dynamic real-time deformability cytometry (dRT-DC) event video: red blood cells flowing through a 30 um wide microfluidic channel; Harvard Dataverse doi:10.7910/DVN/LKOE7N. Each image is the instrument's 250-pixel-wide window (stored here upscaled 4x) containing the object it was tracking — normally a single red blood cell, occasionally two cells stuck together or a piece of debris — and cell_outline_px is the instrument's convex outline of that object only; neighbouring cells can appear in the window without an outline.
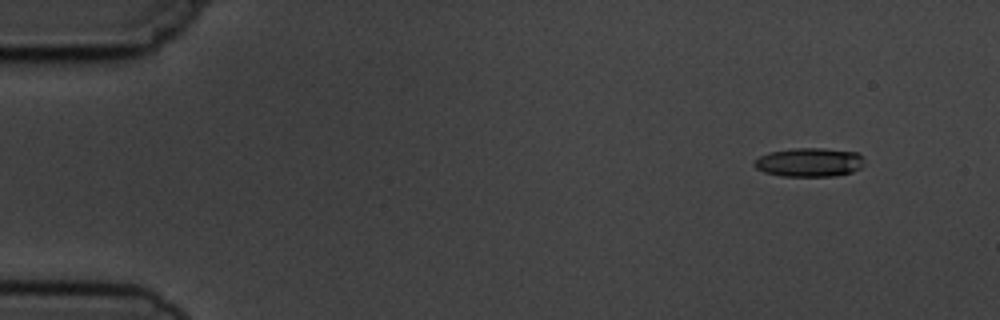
{"species": "common noctule bat (a hibernating species)", "species_latin": "Nyctalus noctula", "temperature_condition": "cold", "stored_images_in_passage": 9, "camera_frame_rate_fps": 3000, "um_per_image_px": 0.085, "animal": {"sex": "male", "body_mass_g": 19.5, "forearm_length_mm": 54.6}, "frame": {"image": 1, "passage_image": 1, "time_ms": 0.0, "image_size_px": [1000, 320], "cell_outline_px": [[864, 164], [860, 168], [852, 172], [832, 176], [780, 176], [764, 172], [756, 168], [752, 164], [760, 156], [768, 152], [796, 148], [824, 148], [856, 152], [864, 160]], "centroid_in_image_um": [68.78, 13.79], "position_along_channel_um": 16.2, "area_um2": 18.5}}
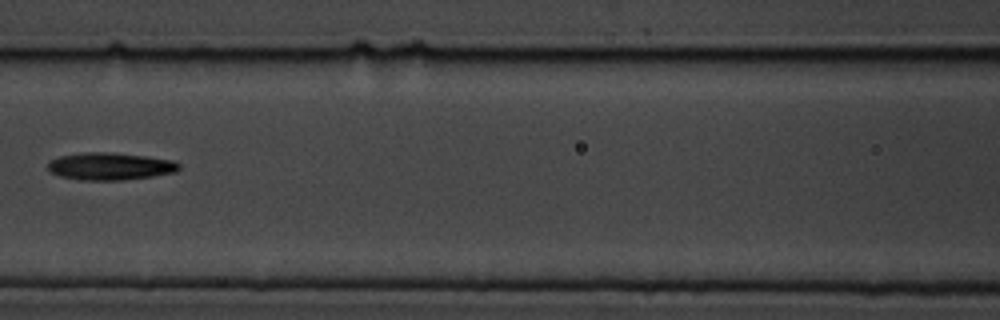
{"frame": {"image": 2, "passage_image": 6, "time_ms": 6.667, "image_size_px": [1000, 320], "cell_outline_px": [[180, 168], [176, 172], [152, 176], [124, 180], [80, 180], [60, 176], [48, 172], [48, 160], [60, 156], [80, 152], [112, 152], [148, 156], [176, 160], [180, 164]], "centroid_in_image_um": [9.36, 14.12], "position_along_channel_um": 157.2, "area_um2": 21.33}}
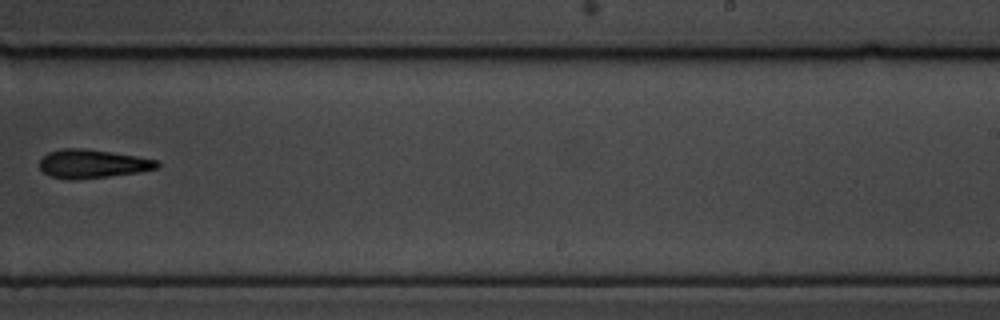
{"frame": {"image": 3, "passage_image": 9, "time_ms": 10.0, "image_size_px": [1000, 320], "cell_outline_px": [[160, 164], [156, 168], [140, 172], [76, 180], [68, 180], [52, 176], [44, 172], [40, 168], [40, 160], [48, 152], [64, 148], [84, 148], [112, 152], [136, 156], [156, 160]], "centroid_in_image_um": [7.84, 13.92], "position_along_channel_um": 281.2, "area_um2": 19.48}}